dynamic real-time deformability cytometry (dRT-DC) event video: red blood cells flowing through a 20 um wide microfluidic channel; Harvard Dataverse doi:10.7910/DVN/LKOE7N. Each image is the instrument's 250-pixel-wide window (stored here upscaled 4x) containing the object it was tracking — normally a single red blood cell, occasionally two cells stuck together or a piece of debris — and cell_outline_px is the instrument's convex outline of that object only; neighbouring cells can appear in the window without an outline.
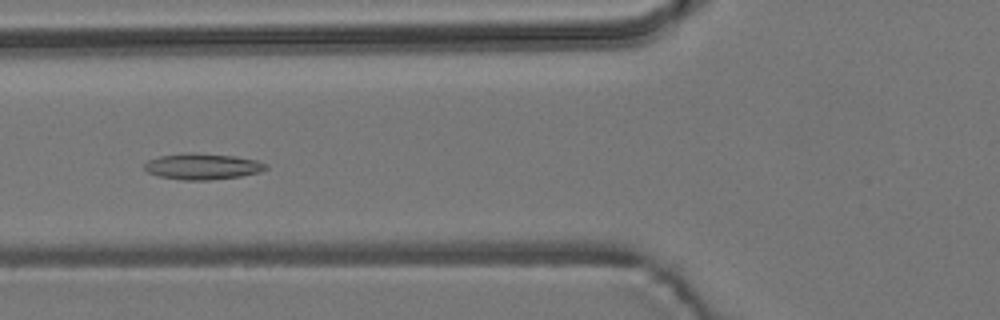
{"species": "common noctule bat (a hibernating species)", "species_latin": "Nyctalus noctula", "temperature_condition": "room temperature", "stored_images_in_passage": 9, "camera_frame_rate_fps": 3000, "um_per_image_px": 0.085, "animal": {"sex": "male", "body_mass_g": 19.2, "forearm_length_mm": 51.8}, "frame": {"image": 1, "passage_image": 6, "time_ms": 6.667, "image_size_px": [1000, 320], "cell_outline_px": [[268, 168], [260, 172], [240, 176], [208, 180], [180, 180], [160, 176], [148, 172], [144, 168], [144, 164], [148, 160], [160, 156], [184, 152], [192, 152], [236, 156], [256, 160], [268, 164]], "centroid_in_image_um": [17.22, 14.14], "position_along_channel_um": 108.6, "area_um2": 18.55}}
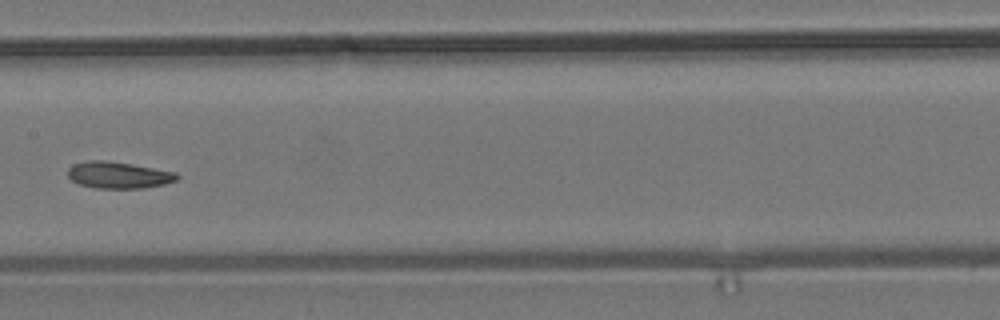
{"frame": {"image": 2, "passage_image": 8, "time_ms": 9.0, "image_size_px": [1000, 320], "cell_outline_px": [[180, 176], [176, 180], [164, 184], [144, 188], [96, 188], [80, 184], [72, 180], [68, 176], [68, 168], [72, 164], [88, 160], [104, 160], [132, 164], [176, 172]], "centroid_in_image_um": [10.06, 14.87], "position_along_channel_um": 197.3, "area_um2": 16.94}}
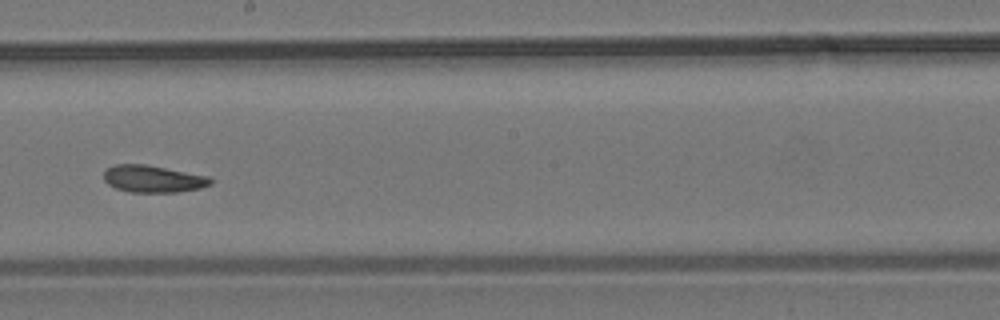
{"frame": {"image": 3, "passage_image": 9, "time_ms": 10.0, "image_size_px": [1000, 320], "cell_outline_px": [[212, 184], [200, 188], [176, 192], [128, 192], [116, 188], [108, 184], [104, 180], [104, 172], [108, 168], [116, 164], [148, 164], [208, 176], [212, 180]], "centroid_in_image_um": [13.01, 15.2], "position_along_channel_um": 235.2, "area_um2": 16.88}}